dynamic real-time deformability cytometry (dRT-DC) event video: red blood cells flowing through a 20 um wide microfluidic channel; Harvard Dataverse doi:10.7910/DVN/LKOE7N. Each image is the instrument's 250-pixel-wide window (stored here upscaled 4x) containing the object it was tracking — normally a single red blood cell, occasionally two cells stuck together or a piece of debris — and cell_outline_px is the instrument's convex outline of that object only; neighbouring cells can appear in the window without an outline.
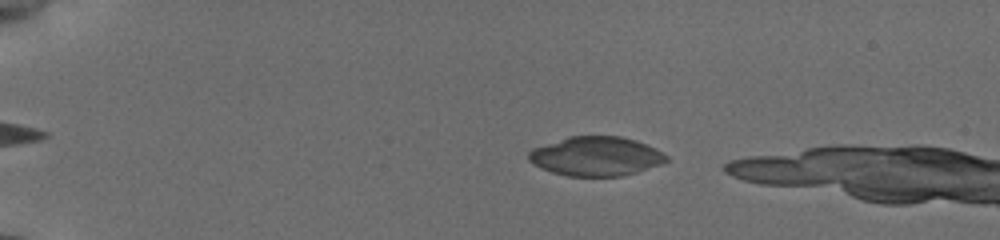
{"species": "common noctule bat (a hibernating species)", "species_latin": "Nyctalus noctula", "temperature_condition": "cold", "stored_images_in_passage": 45, "camera_frame_rate_fps": 3000, "um_per_image_px": 0.085, "animal": {"sex": "female", "body_mass_g": 19.5, "forearm_length_mm": 54.1}, "frame": {"image": 1, "passage_image": 6, "time_ms": 1.667, "image_size_px": [1000, 240], "cell_outline_px": [[668, 160], [660, 164], [636, 172], [620, 176], [568, 176], [552, 172], [540, 168], [528, 160], [528, 152], [532, 148], [568, 136], [620, 136], [636, 140], [656, 148], [668, 156]], "centroid_in_image_um": [50.64, 13.27], "position_along_channel_um": 34.4, "area_um2": 31.5}}
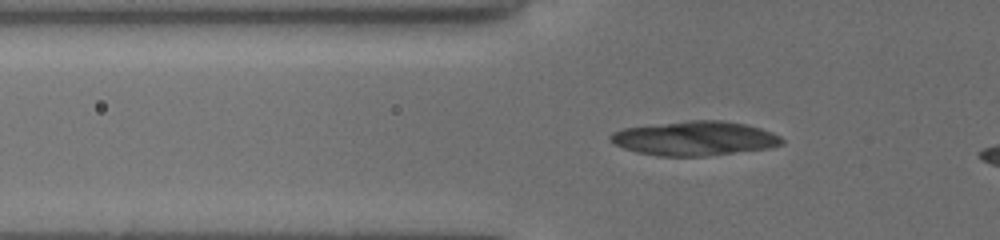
{"frame": {"image": 2, "passage_image": 14, "time_ms": 4.333, "image_size_px": [1000, 240], "cell_outline_px": [[784, 144], [768, 148], [708, 156], [656, 156], [636, 152], [612, 144], [608, 140], [608, 136], [612, 132], [624, 128], [688, 120], [724, 120], [744, 124], [760, 128], [772, 132], [780, 136], [784, 140]], "centroid_in_image_um": [59.02, 11.76], "position_along_channel_um": 66.8, "area_um2": 34.51}}
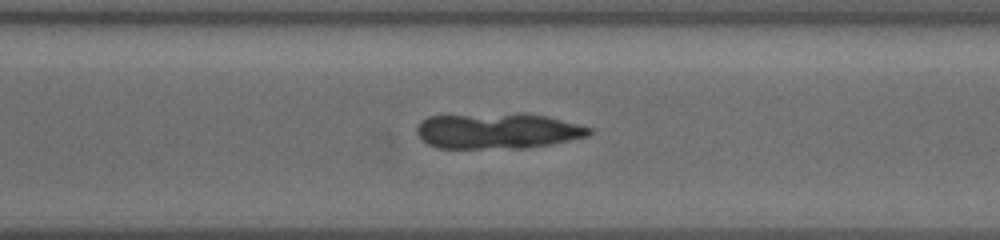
{"frame": {"image": 3, "passage_image": 35, "time_ms": 11.333, "image_size_px": [1000, 240], "cell_outline_px": [[592, 132], [588, 136], [552, 144], [524, 148], [436, 148], [420, 140], [416, 132], [416, 128], [420, 120], [428, 116], [544, 116], [592, 128]], "centroid_in_image_um": [42.23, 11.19], "position_along_channel_um": 328.4, "area_um2": 34.56}}